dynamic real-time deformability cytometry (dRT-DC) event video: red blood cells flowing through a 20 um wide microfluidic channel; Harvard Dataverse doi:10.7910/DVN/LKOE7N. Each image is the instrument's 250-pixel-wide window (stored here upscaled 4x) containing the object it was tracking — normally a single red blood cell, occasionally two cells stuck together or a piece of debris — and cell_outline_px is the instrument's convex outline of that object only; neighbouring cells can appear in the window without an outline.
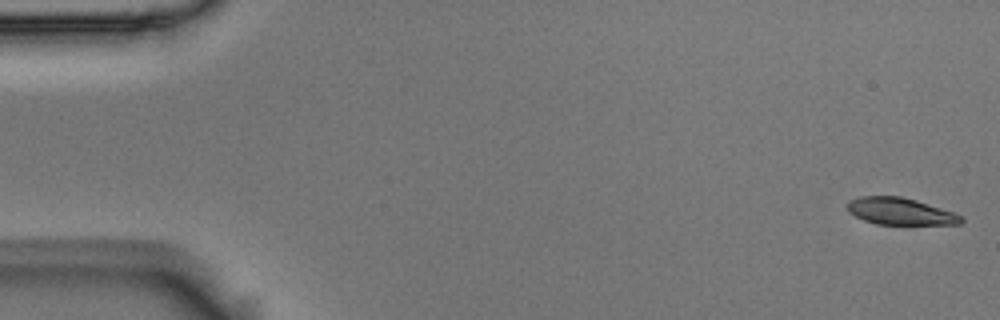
{"species": "Egyptian fruit bat (a non-hibernating species)", "species_latin": "Rousettus aegyptiacus", "temperature_condition": "room temperature", "stored_images_in_passage": 5, "camera_frame_rate_fps": 3000, "um_per_image_px": 0.085, "animal": {"sex": "male"}, "frame": {"image": 1, "passage_image": 1, "time_ms": 0.0, "image_size_px": [1000, 320], "cell_outline_px": [[964, 220], [960, 224], [876, 224], [864, 220], [848, 212], [848, 200], [860, 196], [900, 196], [916, 200], [964, 216]], "centroid_in_image_um": [76.51, 17.96], "position_along_channel_um": 8.5, "area_um2": 17.74}}
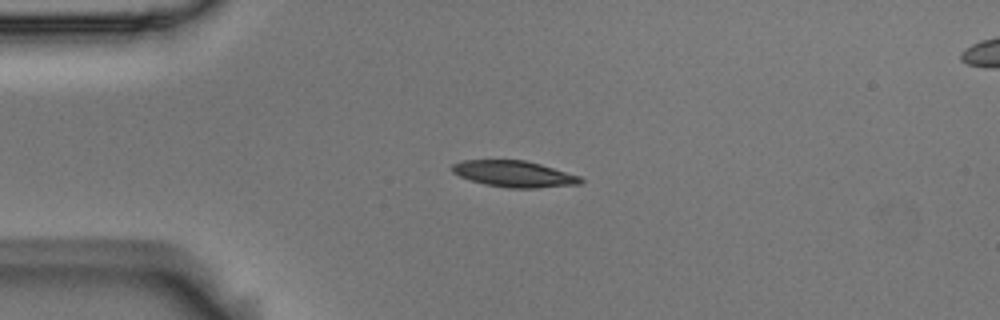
{"frame": {"image": 2, "passage_image": 4, "time_ms": 1.0, "image_size_px": [1000, 320], "cell_outline_px": [[584, 180], [580, 184], [536, 188], [508, 188], [484, 184], [460, 176], [452, 172], [452, 164], [464, 160], [524, 160], [540, 164], [580, 176]], "centroid_in_image_um": [43.71, 14.78], "position_along_channel_um": 41.3, "area_um2": 19.54}}